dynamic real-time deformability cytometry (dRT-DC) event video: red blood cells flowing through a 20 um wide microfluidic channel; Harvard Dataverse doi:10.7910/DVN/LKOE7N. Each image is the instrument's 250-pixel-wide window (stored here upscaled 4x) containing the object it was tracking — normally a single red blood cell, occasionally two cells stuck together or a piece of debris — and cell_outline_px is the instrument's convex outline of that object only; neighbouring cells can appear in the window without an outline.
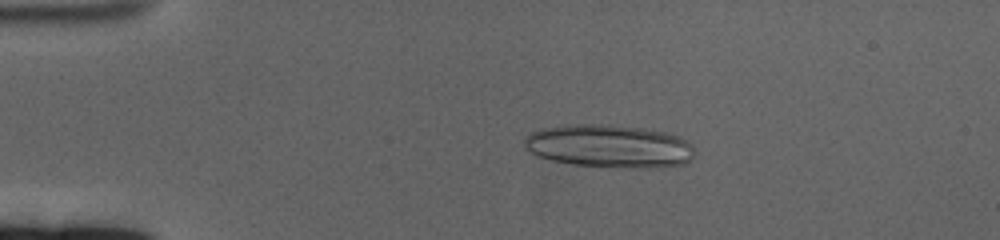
{"species": "human", "species_latin": "Homo sapiens", "temperature_condition": "cold", "stored_images_in_passage": 62, "camera_frame_rate_fps": 3000, "um_per_image_px": 0.085, "donor": {"sex": "female"}, "frame": {"image": 1, "passage_image": 13, "time_ms": 4.0, "image_size_px": [1000, 240], "cell_outline_px": [[696, 152], [692, 160], [684, 164], [660, 168], [640, 168], [572, 164], [552, 160], [536, 156], [524, 148], [524, 140], [528, 132], [540, 128], [568, 124], [600, 124], [644, 128], [664, 132], [680, 136], [692, 144]], "centroid_in_image_um": [51.8, 12.42], "position_along_channel_um": 33.2, "area_um2": 43.23}}
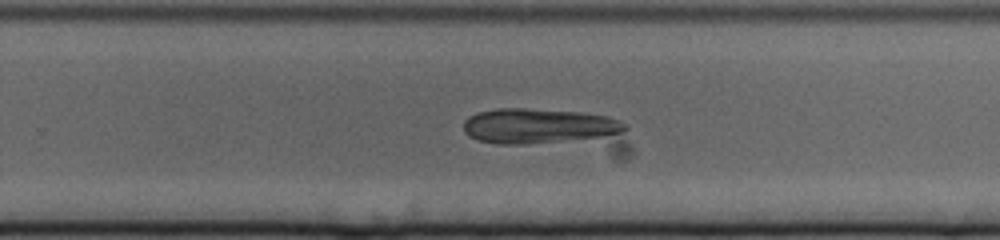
{"frame": {"image": 2, "passage_image": 41, "time_ms": 13.333, "image_size_px": [1000, 240], "cell_outline_px": [[628, 128], [624, 132], [600, 136], [524, 144], [496, 144], [480, 140], [468, 136], [464, 132], [464, 120], [468, 116], [480, 112], [496, 108], [524, 108], [580, 112], [608, 116], [620, 120], [628, 124]], "centroid_in_image_um": [45.74, 10.69], "position_along_channel_um": 284.1, "area_um2": 32.54}}
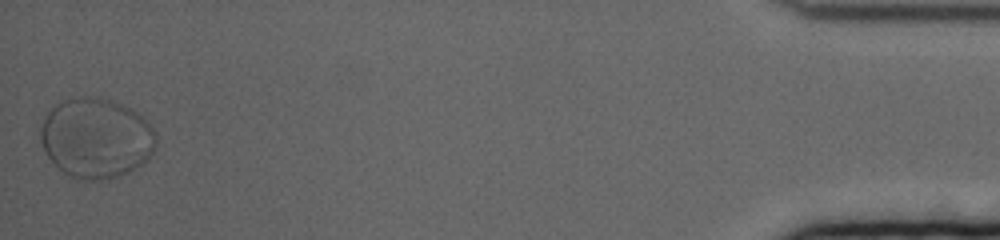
{"frame": {"image": 3, "passage_image": 62, "time_ms": 20.333, "image_size_px": [1000, 240], "cell_outline_px": [[156, 148], [148, 160], [144, 164], [120, 176], [104, 180], [80, 180], [64, 172], [48, 156], [40, 140], [40, 128], [44, 116], [60, 100], [80, 96], [84, 96], [108, 100], [120, 104], [136, 112], [148, 120], [156, 132]], "centroid_in_image_um": [8.2, 11.74], "position_along_channel_um": 427.0, "area_um2": 54.1}, "authors_computed_cell_mechanics": {"area_um2": 36.2695, "velocity_mm_per_s": 3.2457, "shape_relaxation_time_tau1_ms": 3.5206, "shape_relaxation_time_tau2_ms": null, "deformation_change_tau1": 0.1038, "deformation_change_tau2": null}}